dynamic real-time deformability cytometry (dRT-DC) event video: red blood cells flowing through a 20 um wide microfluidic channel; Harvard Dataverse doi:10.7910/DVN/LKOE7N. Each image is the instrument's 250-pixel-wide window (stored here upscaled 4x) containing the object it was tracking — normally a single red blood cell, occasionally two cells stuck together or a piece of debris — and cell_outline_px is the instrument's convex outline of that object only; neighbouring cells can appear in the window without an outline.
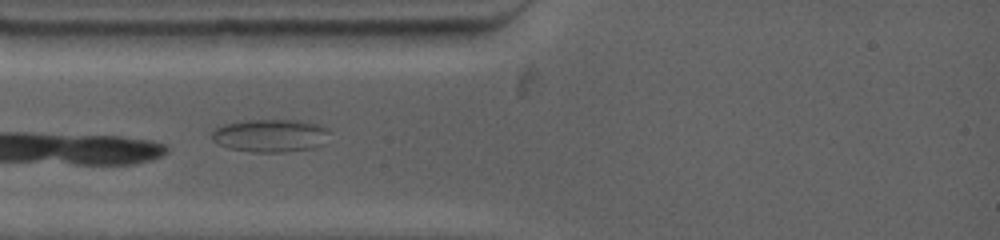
{"species": "common noctule bat (a hibernating species)", "species_latin": "Nyctalus noctula", "temperature_condition": "warm", "stored_images_in_passage": 3, "camera_frame_rate_fps": 4500, "um_per_image_px": 0.085, "animal": {"sex": "female", "body_mass_g": 19.0, "forearm_length_mm": 53.3}, "frame": {"image": 1, "passage_image": 1, "time_ms": 0.0, "image_size_px": [1000, 240], "cell_outline_px": [[328, 132], [324, 144], [316, 148], [284, 152], [252, 152], [228, 148], [216, 144], [212, 140], [212, 132], [216, 124], [240, 120], [300, 120], [320, 124], [328, 128]], "centroid_in_image_um": [22.93, 11.51], "position_along_channel_um": 62.1, "area_um2": 23.24}}
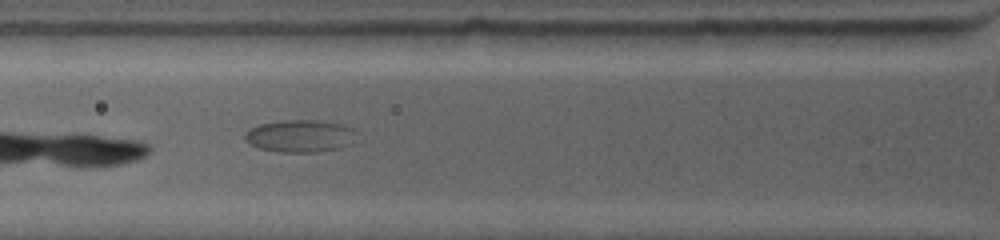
{"frame": {"image": 2, "passage_image": 3, "time_ms": 1.111, "image_size_px": [1000, 240], "cell_outline_px": [[360, 132], [348, 144], [340, 148], [316, 152], [280, 152], [260, 148], [244, 140], [244, 132], [260, 124], [280, 120], [320, 120], [340, 124], [352, 128]], "centroid_in_image_um": [25.52, 11.55], "position_along_channel_um": 100.3, "area_um2": 21.1}}